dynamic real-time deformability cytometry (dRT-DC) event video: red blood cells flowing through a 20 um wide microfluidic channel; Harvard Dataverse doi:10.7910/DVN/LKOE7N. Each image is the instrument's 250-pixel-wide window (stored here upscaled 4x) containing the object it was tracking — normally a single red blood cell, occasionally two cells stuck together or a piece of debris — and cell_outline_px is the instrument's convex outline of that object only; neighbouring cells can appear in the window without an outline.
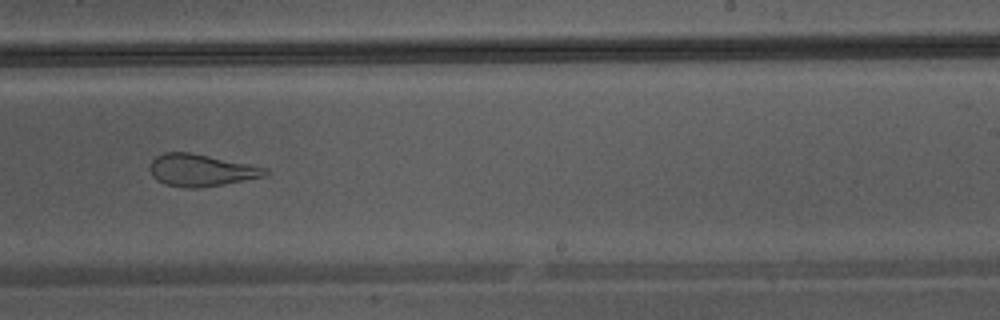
{"species": "Egyptian fruit bat (a non-hibernating species)", "species_latin": "Rousettus aegyptiacus", "temperature_condition": "warm", "stored_images_in_passage": 41, "camera_frame_rate_fps": 3000, "um_per_image_px": 0.085, "animal": {"sex": "male"}, "frame": {"image": 1, "passage_image": 24, "time_ms": 7.667, "image_size_px": [1000, 320], "cell_outline_px": [[268, 172], [264, 176], [224, 184], [200, 188], [184, 188], [164, 184], [156, 180], [152, 176], [148, 168], [152, 160], [156, 156], [164, 152], [188, 152], [268, 168]], "centroid_in_image_um": [17.02, 14.48], "position_along_channel_um": 272.0, "area_um2": 21.5}}